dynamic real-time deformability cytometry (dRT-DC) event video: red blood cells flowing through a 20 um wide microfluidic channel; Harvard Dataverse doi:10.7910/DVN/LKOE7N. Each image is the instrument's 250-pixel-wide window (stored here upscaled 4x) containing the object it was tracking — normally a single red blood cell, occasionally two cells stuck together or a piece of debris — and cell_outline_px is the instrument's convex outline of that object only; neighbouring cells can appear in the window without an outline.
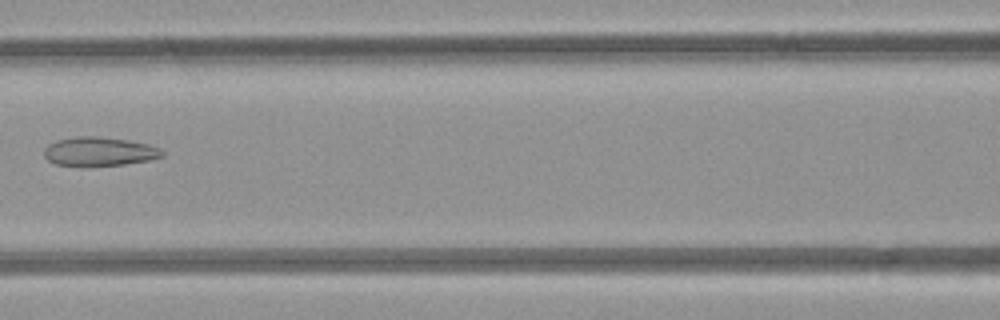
{"species": "common noctule bat (a hibernating species)", "species_latin": "Nyctalus noctula", "temperature_condition": "room temperature", "stored_images_in_passage": 7, "camera_frame_rate_fps": 3000, "um_per_image_px": 0.085, "animal": {"sex": "female", "body_mass_g": 21.9}, "frame": {"image": 1, "passage_image": 7, "time_ms": 6.667, "image_size_px": [1000, 320], "cell_outline_px": [[164, 156], [148, 160], [124, 164], [88, 168], [52, 164], [44, 156], [44, 148], [48, 144], [56, 140], [80, 136], [96, 136], [124, 140], [148, 144], [160, 148], [164, 152]], "centroid_in_image_um": [8.38, 12.91], "position_along_channel_um": 158.2, "area_um2": 20.35}}